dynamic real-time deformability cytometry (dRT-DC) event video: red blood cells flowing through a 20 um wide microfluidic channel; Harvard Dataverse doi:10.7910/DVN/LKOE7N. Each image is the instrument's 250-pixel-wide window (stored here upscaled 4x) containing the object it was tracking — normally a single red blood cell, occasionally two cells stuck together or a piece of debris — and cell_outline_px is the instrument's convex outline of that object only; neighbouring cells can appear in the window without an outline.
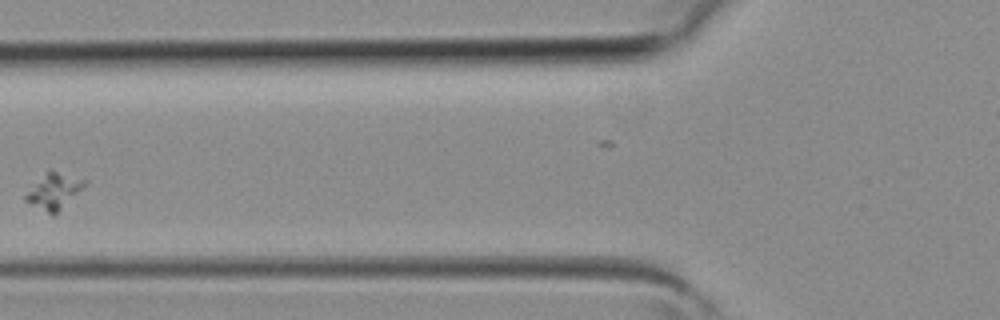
{"species": "common noctule bat (a hibernating species)", "species_latin": "Nyctalus noctula", "temperature_condition": "room temperature", "stored_images_in_passage": 4, "camera_frame_rate_fps": 3000, "um_per_image_px": 0.085, "animal": {"sex": "female", "body_mass_g": 19.3, "forearm_length_mm": 54.1}, "frame": {"image": 1, "passage_image": 2, "time_ms": 0.333, "image_size_px": [1000, 320], "cell_outline_px": [[88, 184], [56, 216], [52, 216], [24, 200], [24, 196], [48, 168], [52, 168], [88, 180]], "centroid_in_image_um": [4.66, 16.24], "position_along_channel_um": 121.1, "area_um2": 12.89}}
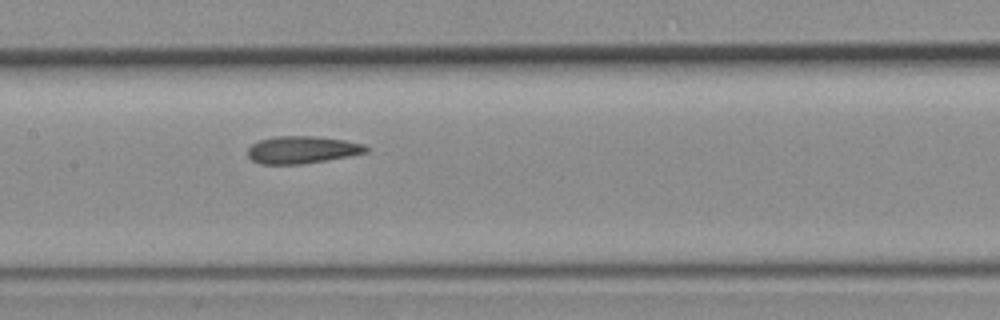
{"frame": {"image": 2, "passage_image": 4, "time_ms": 1.0, "image_size_px": [1000, 320], "cell_outline_px": [[372, 148], [368, 152], [348, 156], [300, 164], [260, 164], [252, 160], [248, 156], [248, 148], [252, 144], [260, 140], [276, 136], [312, 136], [344, 140], [364, 144]], "centroid_in_image_um": [25.69, 12.73], "position_along_channel_um": 181.7, "area_um2": 18.79}}